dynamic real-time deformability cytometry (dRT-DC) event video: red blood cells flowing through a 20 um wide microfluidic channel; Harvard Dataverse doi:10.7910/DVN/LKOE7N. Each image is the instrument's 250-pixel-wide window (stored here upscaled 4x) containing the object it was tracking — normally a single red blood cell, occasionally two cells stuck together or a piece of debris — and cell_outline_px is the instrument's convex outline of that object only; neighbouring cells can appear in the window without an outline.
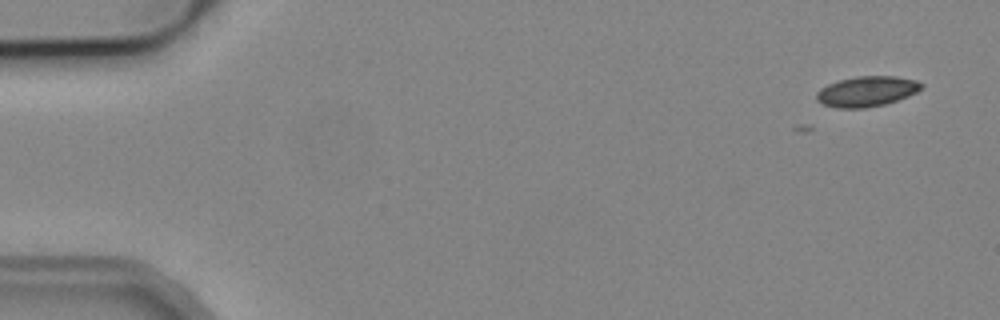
{"species": "common noctule bat (a hibernating species)", "species_latin": "Nyctalus noctula", "temperature_condition": "cold", "stored_images_in_passage": 5, "camera_frame_rate_fps": 3000, "um_per_image_px": 0.085, "animal": {"sex": "male", "body_mass_g": 19.2, "forearm_length_mm": 51.8}, "frame": {"image": 1, "passage_image": 1, "time_ms": 0.0, "image_size_px": [1000, 320], "cell_outline_px": [[924, 88], [908, 96], [884, 104], [864, 108], [836, 108], [824, 104], [816, 100], [816, 92], [820, 88], [828, 84], [840, 80], [856, 76], [896, 76], [916, 80], [924, 84]], "centroid_in_image_um": [73.68, 7.76], "position_along_channel_um": 11.3, "area_um2": 18.55}}